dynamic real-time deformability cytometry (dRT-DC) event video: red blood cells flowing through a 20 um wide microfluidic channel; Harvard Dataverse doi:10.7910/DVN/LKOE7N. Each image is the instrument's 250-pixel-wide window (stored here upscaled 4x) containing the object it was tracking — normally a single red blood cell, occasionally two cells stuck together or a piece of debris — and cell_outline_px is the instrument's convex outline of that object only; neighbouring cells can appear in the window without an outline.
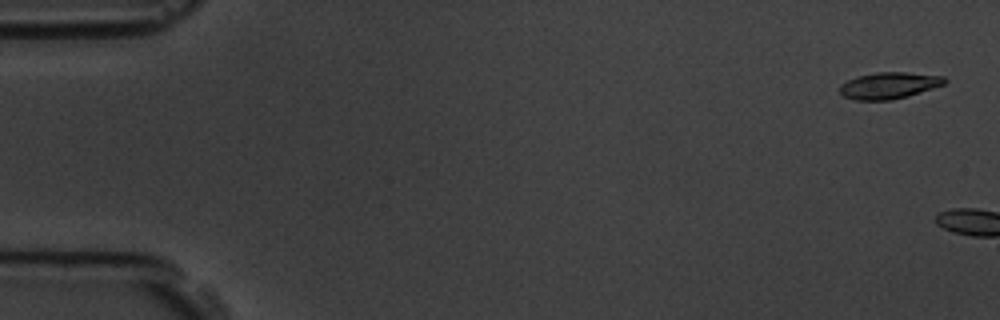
{"species": "common noctule bat (a hibernating species)", "species_latin": "Nyctalus noctula", "temperature_condition": "room temperature", "stored_images_in_passage": 2, "camera_frame_rate_fps": 3000, "um_per_image_px": 0.085, "animal": {"sex": "male", "body_mass_g": 19.5, "forearm_length_mm": 54.6}, "frame": {"image": 1, "passage_image": 1, "time_ms": 0.0, "image_size_px": [1000, 320], "cell_outline_px": [[948, 80], [944, 84], [908, 96], [892, 100], [856, 100], [844, 96], [840, 92], [840, 84], [856, 76], [880, 72], [904, 72], [944, 76]], "centroid_in_image_um": [75.56, 7.26], "position_along_channel_um": 9.4, "area_um2": 16.13}}